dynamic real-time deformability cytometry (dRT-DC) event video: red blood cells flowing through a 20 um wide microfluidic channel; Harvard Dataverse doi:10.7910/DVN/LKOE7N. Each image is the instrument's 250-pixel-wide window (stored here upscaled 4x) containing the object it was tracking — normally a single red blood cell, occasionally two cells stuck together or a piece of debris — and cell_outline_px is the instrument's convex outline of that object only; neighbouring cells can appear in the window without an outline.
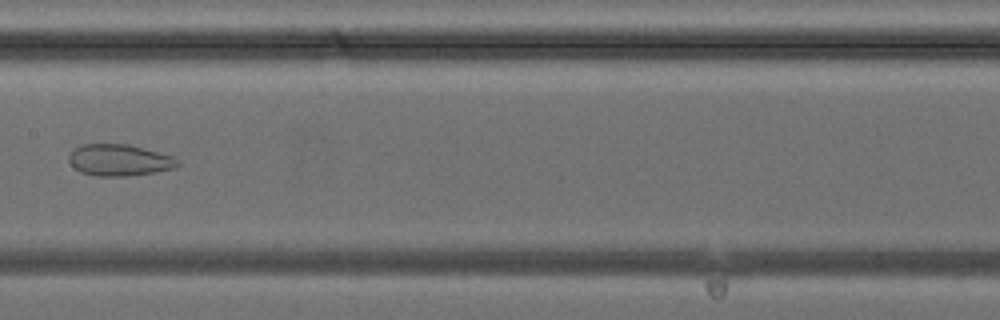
{"species": "common noctule bat (a hibernating species)", "species_latin": "Nyctalus noctula", "temperature_condition": "cold", "stored_images_in_passage": 28, "camera_frame_rate_fps": 3000, "um_per_image_px": 0.085, "animal": {"sex": "female", "body_mass_g": 24.6, "forearm_length_mm": 56.2}, "frame": {"image": 1, "passage_image": 9, "time_ms": 2.667, "image_size_px": [1000, 320], "cell_outline_px": [[180, 164], [176, 168], [156, 172], [124, 176], [96, 176], [80, 172], [68, 160], [68, 156], [80, 144], [128, 144], [176, 156], [180, 160]], "centroid_in_image_um": [10.21, 13.61], "position_along_channel_um": 197.2, "area_um2": 20.17}}
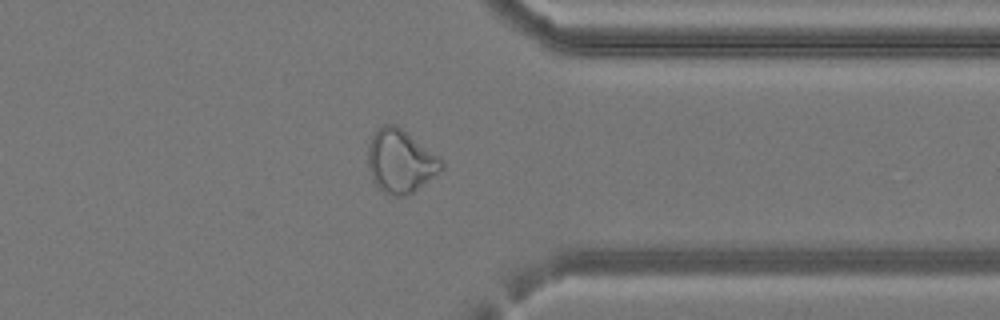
{"frame": {"image": 2, "passage_image": 20, "time_ms": 6.333, "image_size_px": [1000, 320], "cell_outline_px": [[444, 168], [440, 172], [408, 196], [396, 196], [384, 192], [372, 180], [368, 168], [368, 144], [376, 128], [384, 124], [396, 124], [440, 156], [444, 164]], "centroid_in_image_um": [34.05, 13.69], "position_along_channel_um": 377.4, "area_um2": 27.4}}